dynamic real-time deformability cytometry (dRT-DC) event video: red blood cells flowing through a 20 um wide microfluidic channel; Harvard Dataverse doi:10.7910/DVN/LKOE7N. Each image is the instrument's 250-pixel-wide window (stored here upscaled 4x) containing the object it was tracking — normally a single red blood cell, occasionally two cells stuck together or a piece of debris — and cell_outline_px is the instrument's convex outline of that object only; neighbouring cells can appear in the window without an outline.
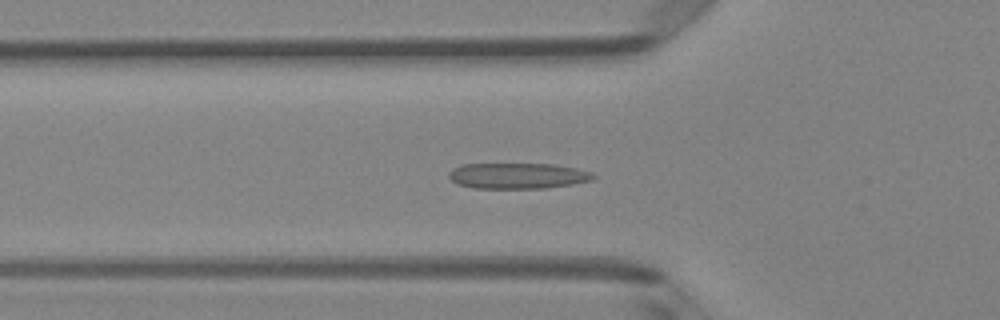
{"species": "Egyptian fruit bat (a non-hibernating species)", "species_latin": "Rousettus aegyptiacus", "temperature_condition": "room temperature", "stored_images_in_passage": 50, "camera_frame_rate_fps": 3000, "um_per_image_px": 0.085, "animal": {"sex": "female"}, "frame": {"image": 1, "passage_image": 17, "time_ms": 5.333, "image_size_px": [1000, 320], "cell_outline_px": [[596, 176], [592, 180], [572, 184], [548, 188], [476, 188], [456, 184], [448, 176], [448, 172], [452, 168], [464, 164], [552, 164], [576, 168], [592, 172]], "centroid_in_image_um": [44.0, 14.94], "position_along_channel_um": 81.8, "area_um2": 21.73}}
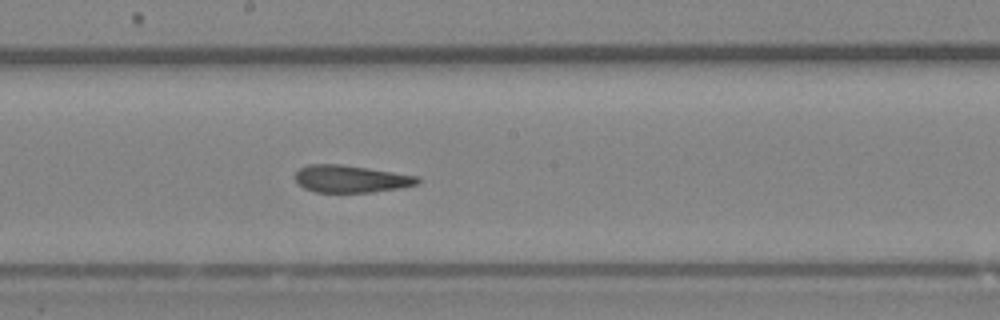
{"frame": {"image": 2, "passage_image": 27, "time_ms": 8.667, "image_size_px": [1000, 320], "cell_outline_px": [[420, 180], [416, 184], [400, 188], [372, 192], [316, 192], [304, 188], [296, 180], [296, 172], [300, 168], [308, 164], [340, 164], [420, 176]], "centroid_in_image_um": [29.83, 15.2], "position_along_channel_um": 218.4, "area_um2": 19.31}}
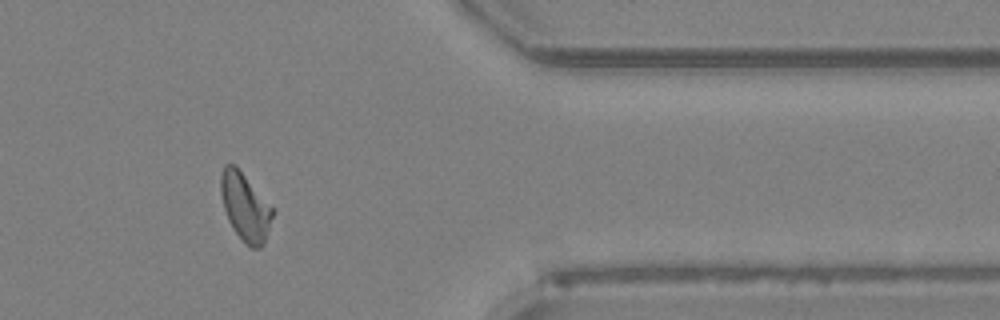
{"frame": {"image": 3, "passage_image": 41, "time_ms": 13.333, "image_size_px": [1000, 320], "cell_outline_px": [[276, 212], [264, 244], [260, 248], [252, 248], [244, 244], [228, 220], [224, 208], [220, 192], [220, 176], [224, 164], [236, 164]], "centroid_in_image_um": [20.86, 17.59], "position_along_channel_um": 390.5, "area_um2": 20.75}, "authors_computed_cell_mechanics": {"area_um2": 20.6057, "velocity_mm_per_s": 4.1141, "shape_relaxation_time_tau1_ms": 7.3658, "shape_relaxation_time_tau2_ms": 2.0167, "deformation_change_tau1": 0.2032, "deformation_change_tau2": 0.1046}}